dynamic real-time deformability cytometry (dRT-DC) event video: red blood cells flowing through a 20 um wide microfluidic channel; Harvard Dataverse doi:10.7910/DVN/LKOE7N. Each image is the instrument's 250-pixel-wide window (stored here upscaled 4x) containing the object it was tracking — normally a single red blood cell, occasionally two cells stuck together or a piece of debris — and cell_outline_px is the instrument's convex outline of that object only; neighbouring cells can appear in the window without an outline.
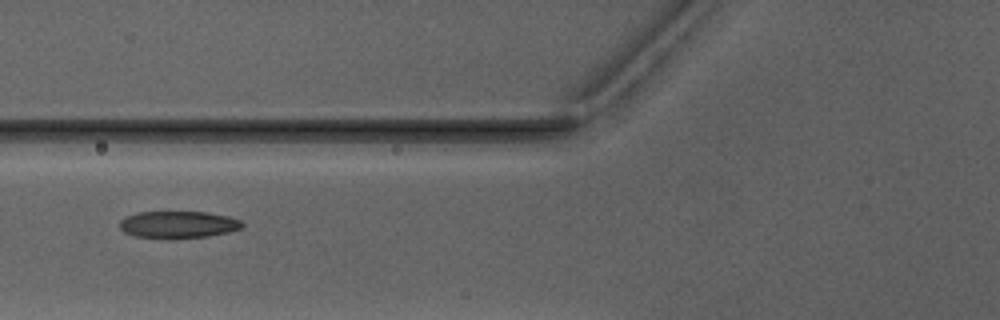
{"species": "Egyptian fruit bat (a non-hibernating species)", "species_latin": "Rousettus aegyptiacus", "temperature_condition": "warm", "stored_images_in_passage": 2, "camera_frame_rate_fps": 3000, "um_per_image_px": 0.085, "animal": {"sex": "male"}, "frame": {"image": 1, "passage_image": 2, "time_ms": 1.333, "image_size_px": [1000, 320], "cell_outline_px": [[244, 224], [240, 228], [228, 232], [208, 236], [136, 236], [124, 232], [120, 228], [120, 220], [124, 216], [136, 212], [208, 212], [228, 216], [240, 220]], "centroid_in_image_um": [15.14, 19.04], "position_along_channel_um": 110.7, "area_um2": 18.61}}